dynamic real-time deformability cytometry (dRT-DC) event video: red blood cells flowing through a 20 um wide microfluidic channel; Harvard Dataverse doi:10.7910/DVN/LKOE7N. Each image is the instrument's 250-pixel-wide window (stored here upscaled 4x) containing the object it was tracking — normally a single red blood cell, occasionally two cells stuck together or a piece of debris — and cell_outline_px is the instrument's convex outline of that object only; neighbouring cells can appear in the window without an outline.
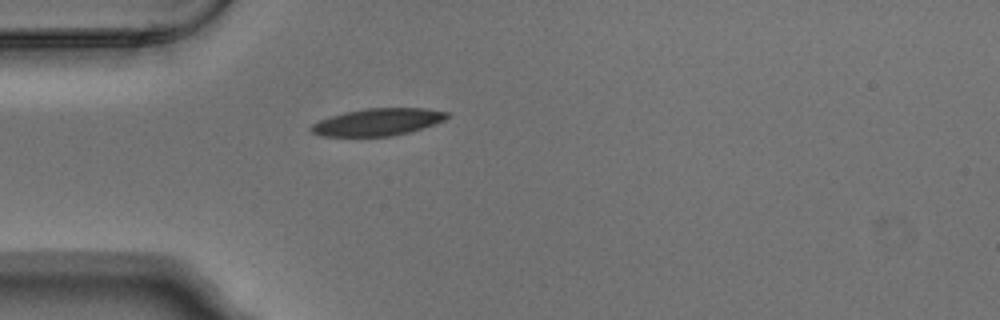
{"species": "Egyptian fruit bat (a non-hibernating species)", "species_latin": "Rousettus aegyptiacus", "temperature_condition": "warm", "stored_images_in_passage": 1, "camera_frame_rate_fps": 3000, "um_per_image_px": 0.085, "animal": {"sex": "male"}, "frame": {"image": 1, "passage_image": 1, "time_ms": 0.0, "image_size_px": [1000, 320], "cell_outline_px": [[448, 116], [444, 120], [436, 124], [408, 132], [392, 136], [320, 136], [312, 132], [308, 128], [312, 124], [320, 120], [344, 112], [364, 108], [424, 108], [448, 112]], "centroid_in_image_um": [32.1, 10.37], "position_along_channel_um": 52.9, "area_um2": 21.5}}